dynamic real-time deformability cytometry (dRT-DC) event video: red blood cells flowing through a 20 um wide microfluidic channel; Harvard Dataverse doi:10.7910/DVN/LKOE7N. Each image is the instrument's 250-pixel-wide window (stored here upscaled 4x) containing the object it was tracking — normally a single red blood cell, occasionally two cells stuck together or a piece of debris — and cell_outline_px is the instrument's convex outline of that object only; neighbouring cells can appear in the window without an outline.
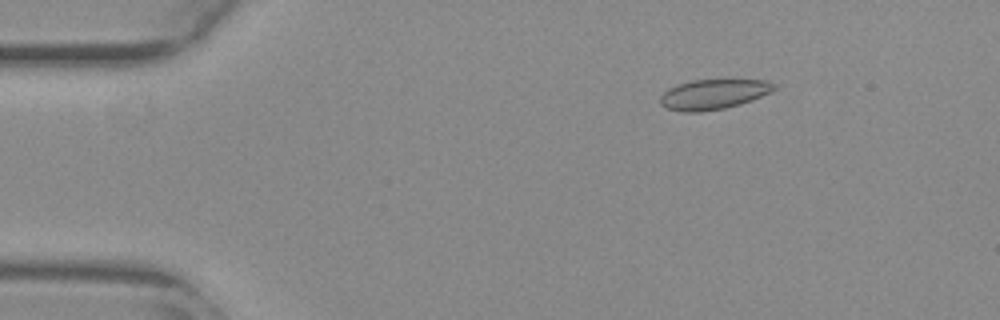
{"species": "common noctule bat (a hibernating species)", "species_latin": "Nyctalus noctula", "temperature_condition": "warm", "stored_images_in_passage": 55, "camera_frame_rate_fps": 3000, "um_per_image_px": 0.085, "animal": {"sex": "female", "body_mass_g": 29.2, "forearm_length_mm": 56.3}, "frame": {"image": 1, "passage_image": 9, "time_ms": 2.667, "image_size_px": [1000, 320], "cell_outline_px": [[776, 88], [772, 92], [752, 100], [740, 104], [724, 108], [700, 112], [680, 112], [668, 108], [660, 104], [660, 96], [668, 88], [676, 84], [692, 80], [764, 80], [776, 84]], "centroid_in_image_um": [60.63, 8.01], "position_along_channel_um": 24.4, "area_um2": 20.0}}
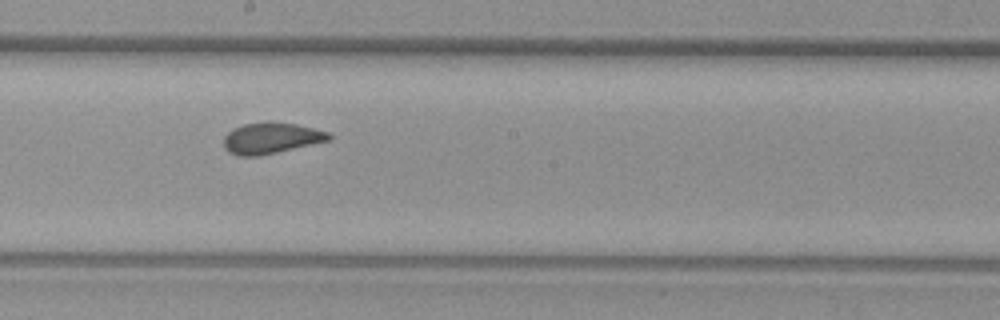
{"frame": {"image": 2, "passage_image": 31, "time_ms": 10.0, "image_size_px": [1000, 320], "cell_outline_px": [[332, 140], [260, 156], [240, 156], [228, 152], [224, 148], [224, 136], [232, 128], [244, 124], [268, 120], [296, 124], [328, 132], [332, 136]], "centroid_in_image_um": [23.04, 11.73], "position_along_channel_um": 225.2, "area_um2": 19.36}}
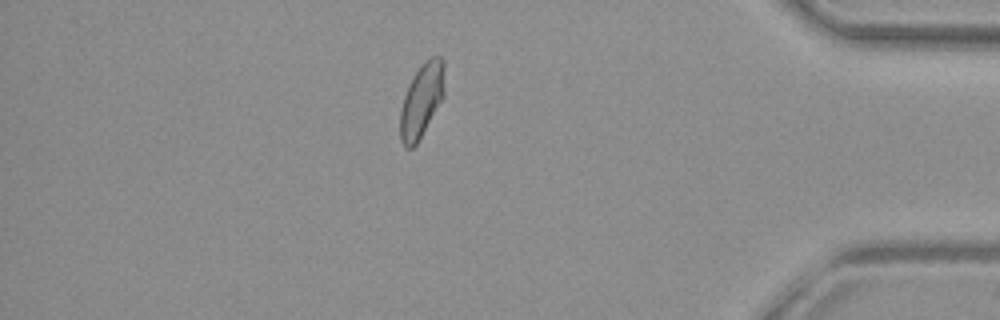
{"frame": {"image": 3, "passage_image": 48, "time_ms": 15.667, "image_size_px": [1000, 320], "cell_outline_px": [[444, 96], [416, 144], [412, 148], [404, 148], [400, 140], [400, 112], [404, 96], [408, 84], [420, 64], [424, 60], [432, 56], [440, 56], [444, 60]], "centroid_in_image_um": [35.83, 8.49], "position_along_channel_um": 399.4, "area_um2": 19.13}, "authors_computed_cell_mechanics": {"area_um2": 19.5364, "velocity_mm_per_s": 3.7675, "shape_relaxation_time_tau1_ms": 5.1032, "shape_relaxation_time_tau2_ms": 0.7341, "deformation_change_tau1": 0.0966, "deformation_change_tau2": 0.0552}}